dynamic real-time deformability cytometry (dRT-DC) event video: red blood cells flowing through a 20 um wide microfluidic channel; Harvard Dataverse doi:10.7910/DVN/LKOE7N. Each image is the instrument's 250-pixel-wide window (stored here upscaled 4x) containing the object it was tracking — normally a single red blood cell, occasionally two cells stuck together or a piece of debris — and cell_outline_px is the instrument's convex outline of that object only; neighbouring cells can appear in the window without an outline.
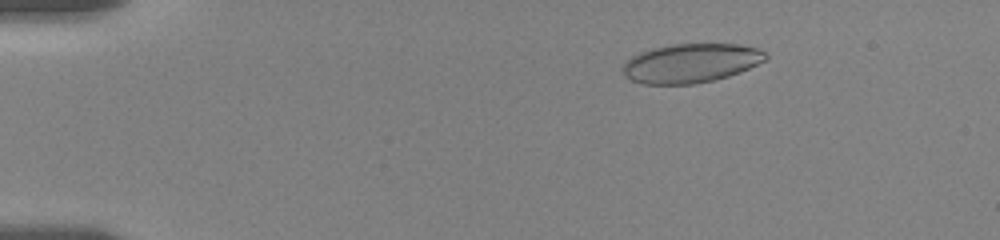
{"species": "human", "species_latin": "Homo sapiens", "temperature_condition": "room temperature", "stored_images_in_passage": 29, "camera_frame_rate_fps": 3000, "um_per_image_px": 0.085, "donor": {"sex": "female"}, "frame": {"image": 1, "passage_image": 4, "time_ms": 2.333, "image_size_px": [1000, 240], "cell_outline_px": [[768, 56], [764, 60], [740, 72], [728, 76], [712, 80], [692, 84], [644, 84], [632, 80], [624, 76], [620, 68], [632, 56], [640, 52], [652, 48], [672, 44], [736, 44], [756, 48], [764, 52]], "centroid_in_image_um": [58.67, 5.37], "position_along_channel_um": 26.3, "area_um2": 32.31}}
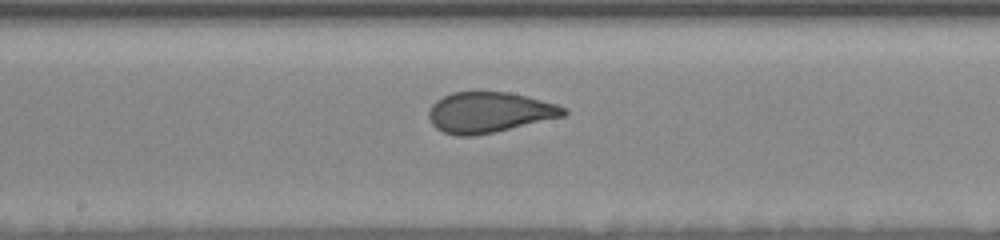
{"frame": {"image": 2, "passage_image": 16, "time_ms": 9.667, "image_size_px": [1000, 240], "cell_outline_px": [[568, 112], [564, 116], [496, 132], [476, 136], [456, 136], [444, 132], [436, 128], [432, 124], [428, 116], [428, 112], [432, 104], [436, 100], [452, 92], [508, 92], [528, 96], [556, 104], [568, 108]], "centroid_in_image_um": [41.59, 9.56], "position_along_channel_um": 206.6, "area_um2": 32.08}}
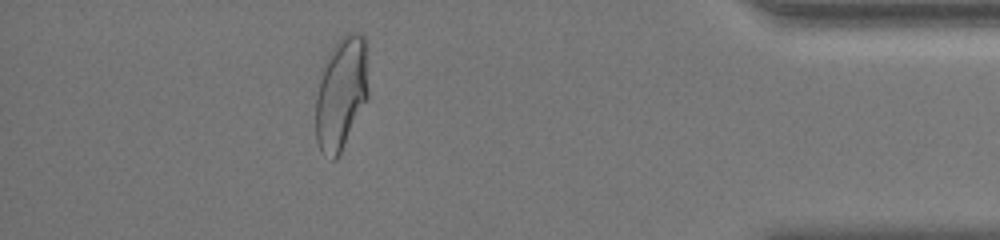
{"frame": {"image": 3, "passage_image": 27, "time_ms": 16.333, "image_size_px": [1000, 240], "cell_outline_px": [[368, 96], [336, 160], [332, 160], [324, 156], [320, 152], [316, 140], [316, 96], [320, 68], [328, 52], [340, 36], [348, 32], [356, 32], [364, 36], [368, 92]], "centroid_in_image_um": [28.95, 7.9], "position_along_channel_um": 406.2, "area_um2": 34.74}, "authors_computed_cell_mechanics": {"area_um2": 32.8882, "velocity_mm_per_s": 3.5731, "shape_relaxation_time_tau1_ms": 6.3336, "shape_relaxation_time_tau2_ms": null, "deformation_change_tau1": 0.1638, "deformation_change_tau2": null}}